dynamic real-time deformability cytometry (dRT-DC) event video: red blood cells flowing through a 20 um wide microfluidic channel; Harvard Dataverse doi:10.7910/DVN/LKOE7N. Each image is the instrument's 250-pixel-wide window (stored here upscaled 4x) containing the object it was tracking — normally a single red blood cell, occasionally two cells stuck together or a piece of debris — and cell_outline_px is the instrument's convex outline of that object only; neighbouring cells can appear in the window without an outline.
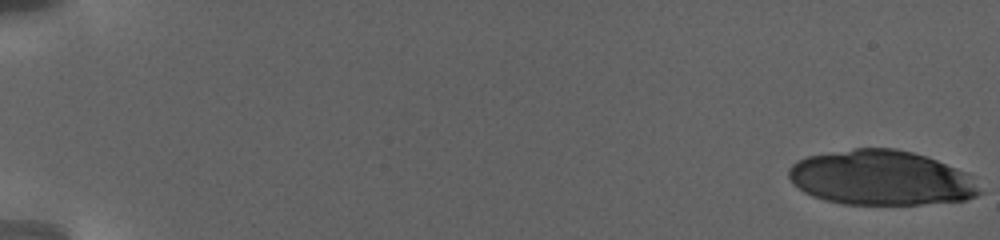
{"species": "human", "species_latin": "Homo sapiens", "temperature_condition": "warm", "stored_images_in_passage": 47, "camera_frame_rate_fps": 3000, "um_per_image_px": 0.085, "donor": {"sex": "female"}, "frame": {"image": 1, "passage_image": 1, "time_ms": 0.0, "image_size_px": [1000, 240], "cell_outline_px": [[984, 192], [976, 196], [964, 200], [920, 204], [844, 204], [824, 200], [812, 196], [804, 192], [792, 184], [788, 176], [788, 168], [796, 160], [808, 156], [856, 148], [896, 148], [912, 152], [936, 160], [968, 172], [972, 176]], "centroid_in_image_um": [74.89, 15.12], "position_along_channel_um": 10.1, "area_um2": 61.27}}